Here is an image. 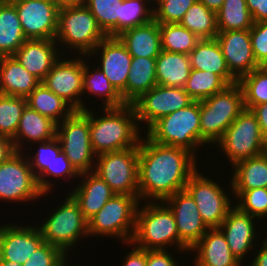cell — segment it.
I'll use <instances>...</instances> for the list:
<instances>
[{
	"label": "cell",
	"instance_id": "obj_51",
	"mask_svg": "<svg viewBox=\"0 0 267 266\" xmlns=\"http://www.w3.org/2000/svg\"><path fill=\"white\" fill-rule=\"evenodd\" d=\"M253 22L267 21V0H246Z\"/></svg>",
	"mask_w": 267,
	"mask_h": 266
},
{
	"label": "cell",
	"instance_id": "obj_24",
	"mask_svg": "<svg viewBox=\"0 0 267 266\" xmlns=\"http://www.w3.org/2000/svg\"><path fill=\"white\" fill-rule=\"evenodd\" d=\"M78 179L79 182L77 181L76 186L67 191H71L68 193L78 203L83 216L90 220L115 193L93 171L80 173Z\"/></svg>",
	"mask_w": 267,
	"mask_h": 266
},
{
	"label": "cell",
	"instance_id": "obj_8",
	"mask_svg": "<svg viewBox=\"0 0 267 266\" xmlns=\"http://www.w3.org/2000/svg\"><path fill=\"white\" fill-rule=\"evenodd\" d=\"M200 167L190 176L185 189L193 197L205 225L208 228H218L235 205L231 180L228 178L227 186L223 185L218 181L226 182L225 178L216 180L215 176L213 180V177L208 176V172L204 174Z\"/></svg>",
	"mask_w": 267,
	"mask_h": 266
},
{
	"label": "cell",
	"instance_id": "obj_15",
	"mask_svg": "<svg viewBox=\"0 0 267 266\" xmlns=\"http://www.w3.org/2000/svg\"><path fill=\"white\" fill-rule=\"evenodd\" d=\"M260 222L256 217L242 212L234 205L218 227L224 234L232 254L243 266L244 264L246 266L248 260V263L251 261L253 255L251 253L254 252L253 250L259 244L257 241L261 240L262 233L259 225L263 226V224Z\"/></svg>",
	"mask_w": 267,
	"mask_h": 266
},
{
	"label": "cell",
	"instance_id": "obj_16",
	"mask_svg": "<svg viewBox=\"0 0 267 266\" xmlns=\"http://www.w3.org/2000/svg\"><path fill=\"white\" fill-rule=\"evenodd\" d=\"M84 56L63 55L42 83L76 111H82Z\"/></svg>",
	"mask_w": 267,
	"mask_h": 266
},
{
	"label": "cell",
	"instance_id": "obj_30",
	"mask_svg": "<svg viewBox=\"0 0 267 266\" xmlns=\"http://www.w3.org/2000/svg\"><path fill=\"white\" fill-rule=\"evenodd\" d=\"M188 55L191 69L218 74L229 85L238 82L228 70L225 58L216 38L200 39L195 48Z\"/></svg>",
	"mask_w": 267,
	"mask_h": 266
},
{
	"label": "cell",
	"instance_id": "obj_19",
	"mask_svg": "<svg viewBox=\"0 0 267 266\" xmlns=\"http://www.w3.org/2000/svg\"><path fill=\"white\" fill-rule=\"evenodd\" d=\"M11 222L0 225L1 260L22 265L44 240L37 224Z\"/></svg>",
	"mask_w": 267,
	"mask_h": 266
},
{
	"label": "cell",
	"instance_id": "obj_44",
	"mask_svg": "<svg viewBox=\"0 0 267 266\" xmlns=\"http://www.w3.org/2000/svg\"><path fill=\"white\" fill-rule=\"evenodd\" d=\"M235 206L242 212L262 220L267 215V188L232 190Z\"/></svg>",
	"mask_w": 267,
	"mask_h": 266
},
{
	"label": "cell",
	"instance_id": "obj_2",
	"mask_svg": "<svg viewBox=\"0 0 267 266\" xmlns=\"http://www.w3.org/2000/svg\"><path fill=\"white\" fill-rule=\"evenodd\" d=\"M92 107L89 108L90 142L97 156L139 145L144 132L138 125L132 104L118 108L98 107V113L97 108L95 111Z\"/></svg>",
	"mask_w": 267,
	"mask_h": 266
},
{
	"label": "cell",
	"instance_id": "obj_62",
	"mask_svg": "<svg viewBox=\"0 0 267 266\" xmlns=\"http://www.w3.org/2000/svg\"><path fill=\"white\" fill-rule=\"evenodd\" d=\"M260 67L267 72V60Z\"/></svg>",
	"mask_w": 267,
	"mask_h": 266
},
{
	"label": "cell",
	"instance_id": "obj_48",
	"mask_svg": "<svg viewBox=\"0 0 267 266\" xmlns=\"http://www.w3.org/2000/svg\"><path fill=\"white\" fill-rule=\"evenodd\" d=\"M54 178L55 179L57 178V180H55ZM61 178L65 181V184H68L71 180L72 183L73 180H75L76 183L79 178V173L70 164V161L67 159L63 151L60 152V154L56 157V159H54V162L52 163V179L54 180L53 182L54 193L58 183L62 184V182L61 183L59 182L60 180H62ZM56 182L58 183L56 184Z\"/></svg>",
	"mask_w": 267,
	"mask_h": 266
},
{
	"label": "cell",
	"instance_id": "obj_12",
	"mask_svg": "<svg viewBox=\"0 0 267 266\" xmlns=\"http://www.w3.org/2000/svg\"><path fill=\"white\" fill-rule=\"evenodd\" d=\"M56 137L63 153L79 174L94 170L97 155L90 142L89 109L75 111L58 123Z\"/></svg>",
	"mask_w": 267,
	"mask_h": 266
},
{
	"label": "cell",
	"instance_id": "obj_50",
	"mask_svg": "<svg viewBox=\"0 0 267 266\" xmlns=\"http://www.w3.org/2000/svg\"><path fill=\"white\" fill-rule=\"evenodd\" d=\"M123 245L128 246L131 250L123 256L121 266H147L145 249L135 246L132 242L123 243Z\"/></svg>",
	"mask_w": 267,
	"mask_h": 266
},
{
	"label": "cell",
	"instance_id": "obj_41",
	"mask_svg": "<svg viewBox=\"0 0 267 266\" xmlns=\"http://www.w3.org/2000/svg\"><path fill=\"white\" fill-rule=\"evenodd\" d=\"M154 20L152 0H122L120 5L119 35L131 28Z\"/></svg>",
	"mask_w": 267,
	"mask_h": 266
},
{
	"label": "cell",
	"instance_id": "obj_18",
	"mask_svg": "<svg viewBox=\"0 0 267 266\" xmlns=\"http://www.w3.org/2000/svg\"><path fill=\"white\" fill-rule=\"evenodd\" d=\"M88 57L119 93L126 88L132 56L118 37L106 36Z\"/></svg>",
	"mask_w": 267,
	"mask_h": 266
},
{
	"label": "cell",
	"instance_id": "obj_25",
	"mask_svg": "<svg viewBox=\"0 0 267 266\" xmlns=\"http://www.w3.org/2000/svg\"><path fill=\"white\" fill-rule=\"evenodd\" d=\"M82 96H87V98L82 97V111L89 109L90 105H87L85 100H88L90 96V99L93 100H95V97L99 100L101 99L100 101L102 103H98L97 105H100L99 108H118L126 105L121 94L109 82L104 72L101 71L94 62L92 63V60L90 61L88 56H84Z\"/></svg>",
	"mask_w": 267,
	"mask_h": 266
},
{
	"label": "cell",
	"instance_id": "obj_54",
	"mask_svg": "<svg viewBox=\"0 0 267 266\" xmlns=\"http://www.w3.org/2000/svg\"><path fill=\"white\" fill-rule=\"evenodd\" d=\"M11 138L0 135V164L15 153Z\"/></svg>",
	"mask_w": 267,
	"mask_h": 266
},
{
	"label": "cell",
	"instance_id": "obj_3",
	"mask_svg": "<svg viewBox=\"0 0 267 266\" xmlns=\"http://www.w3.org/2000/svg\"><path fill=\"white\" fill-rule=\"evenodd\" d=\"M131 242L145 250L170 248L189 255V250L179 240L174 214L164 201L139 203Z\"/></svg>",
	"mask_w": 267,
	"mask_h": 266
},
{
	"label": "cell",
	"instance_id": "obj_23",
	"mask_svg": "<svg viewBox=\"0 0 267 266\" xmlns=\"http://www.w3.org/2000/svg\"><path fill=\"white\" fill-rule=\"evenodd\" d=\"M189 253L190 258L194 256L190 259L194 266H243L232 254L219 228H209Z\"/></svg>",
	"mask_w": 267,
	"mask_h": 266
},
{
	"label": "cell",
	"instance_id": "obj_37",
	"mask_svg": "<svg viewBox=\"0 0 267 266\" xmlns=\"http://www.w3.org/2000/svg\"><path fill=\"white\" fill-rule=\"evenodd\" d=\"M216 18L218 31L250 30L254 23L246 0H224Z\"/></svg>",
	"mask_w": 267,
	"mask_h": 266
},
{
	"label": "cell",
	"instance_id": "obj_21",
	"mask_svg": "<svg viewBox=\"0 0 267 266\" xmlns=\"http://www.w3.org/2000/svg\"><path fill=\"white\" fill-rule=\"evenodd\" d=\"M216 40L228 70L237 80L260 67L253 55L250 30L218 31Z\"/></svg>",
	"mask_w": 267,
	"mask_h": 266
},
{
	"label": "cell",
	"instance_id": "obj_36",
	"mask_svg": "<svg viewBox=\"0 0 267 266\" xmlns=\"http://www.w3.org/2000/svg\"><path fill=\"white\" fill-rule=\"evenodd\" d=\"M179 24L200 39L216 38L218 34L216 13L198 0L186 11Z\"/></svg>",
	"mask_w": 267,
	"mask_h": 266
},
{
	"label": "cell",
	"instance_id": "obj_52",
	"mask_svg": "<svg viewBox=\"0 0 267 266\" xmlns=\"http://www.w3.org/2000/svg\"><path fill=\"white\" fill-rule=\"evenodd\" d=\"M258 242L259 244L253 252V257L249 264H246V266H267V245L262 241Z\"/></svg>",
	"mask_w": 267,
	"mask_h": 266
},
{
	"label": "cell",
	"instance_id": "obj_58",
	"mask_svg": "<svg viewBox=\"0 0 267 266\" xmlns=\"http://www.w3.org/2000/svg\"><path fill=\"white\" fill-rule=\"evenodd\" d=\"M0 266H23V265L8 260H1Z\"/></svg>",
	"mask_w": 267,
	"mask_h": 266
},
{
	"label": "cell",
	"instance_id": "obj_33",
	"mask_svg": "<svg viewBox=\"0 0 267 266\" xmlns=\"http://www.w3.org/2000/svg\"><path fill=\"white\" fill-rule=\"evenodd\" d=\"M190 71L189 55L162 50L156 57L157 85L184 88Z\"/></svg>",
	"mask_w": 267,
	"mask_h": 266
},
{
	"label": "cell",
	"instance_id": "obj_43",
	"mask_svg": "<svg viewBox=\"0 0 267 266\" xmlns=\"http://www.w3.org/2000/svg\"><path fill=\"white\" fill-rule=\"evenodd\" d=\"M27 106V99L19 96L0 94V135L13 138L23 110Z\"/></svg>",
	"mask_w": 267,
	"mask_h": 266
},
{
	"label": "cell",
	"instance_id": "obj_57",
	"mask_svg": "<svg viewBox=\"0 0 267 266\" xmlns=\"http://www.w3.org/2000/svg\"><path fill=\"white\" fill-rule=\"evenodd\" d=\"M70 258V259H69ZM70 261H73V259L70 257V255H66L62 260H61V266H75V264H71ZM77 266V265H76Z\"/></svg>",
	"mask_w": 267,
	"mask_h": 266
},
{
	"label": "cell",
	"instance_id": "obj_60",
	"mask_svg": "<svg viewBox=\"0 0 267 266\" xmlns=\"http://www.w3.org/2000/svg\"><path fill=\"white\" fill-rule=\"evenodd\" d=\"M264 152L267 153V134L264 136Z\"/></svg>",
	"mask_w": 267,
	"mask_h": 266
},
{
	"label": "cell",
	"instance_id": "obj_61",
	"mask_svg": "<svg viewBox=\"0 0 267 266\" xmlns=\"http://www.w3.org/2000/svg\"><path fill=\"white\" fill-rule=\"evenodd\" d=\"M265 221H267V217H264L263 218V220L261 221L263 224H266L267 225V222H265ZM266 225H264L262 228H261V230L263 229L264 230V227H265V230L267 229V226ZM267 231V230H266Z\"/></svg>",
	"mask_w": 267,
	"mask_h": 266
},
{
	"label": "cell",
	"instance_id": "obj_17",
	"mask_svg": "<svg viewBox=\"0 0 267 266\" xmlns=\"http://www.w3.org/2000/svg\"><path fill=\"white\" fill-rule=\"evenodd\" d=\"M27 40H55L59 6L54 0H10Z\"/></svg>",
	"mask_w": 267,
	"mask_h": 266
},
{
	"label": "cell",
	"instance_id": "obj_49",
	"mask_svg": "<svg viewBox=\"0 0 267 266\" xmlns=\"http://www.w3.org/2000/svg\"><path fill=\"white\" fill-rule=\"evenodd\" d=\"M179 254L186 253L184 251L174 250H146V262L147 266H180L179 264L185 263V261L178 262L177 258ZM181 252V253H180ZM173 253V254H172ZM176 255H175V254ZM178 256V257H175Z\"/></svg>",
	"mask_w": 267,
	"mask_h": 266
},
{
	"label": "cell",
	"instance_id": "obj_13",
	"mask_svg": "<svg viewBox=\"0 0 267 266\" xmlns=\"http://www.w3.org/2000/svg\"><path fill=\"white\" fill-rule=\"evenodd\" d=\"M48 194L40 190L23 152L16 151L0 164V203H39L38 200L48 197Z\"/></svg>",
	"mask_w": 267,
	"mask_h": 266
},
{
	"label": "cell",
	"instance_id": "obj_47",
	"mask_svg": "<svg viewBox=\"0 0 267 266\" xmlns=\"http://www.w3.org/2000/svg\"><path fill=\"white\" fill-rule=\"evenodd\" d=\"M250 40L254 58L262 65L267 60V21L253 23Z\"/></svg>",
	"mask_w": 267,
	"mask_h": 266
},
{
	"label": "cell",
	"instance_id": "obj_22",
	"mask_svg": "<svg viewBox=\"0 0 267 266\" xmlns=\"http://www.w3.org/2000/svg\"><path fill=\"white\" fill-rule=\"evenodd\" d=\"M12 56L42 82L62 53L55 40L32 39L26 40Z\"/></svg>",
	"mask_w": 267,
	"mask_h": 266
},
{
	"label": "cell",
	"instance_id": "obj_56",
	"mask_svg": "<svg viewBox=\"0 0 267 266\" xmlns=\"http://www.w3.org/2000/svg\"><path fill=\"white\" fill-rule=\"evenodd\" d=\"M59 7L82 5L85 0H54Z\"/></svg>",
	"mask_w": 267,
	"mask_h": 266
},
{
	"label": "cell",
	"instance_id": "obj_55",
	"mask_svg": "<svg viewBox=\"0 0 267 266\" xmlns=\"http://www.w3.org/2000/svg\"><path fill=\"white\" fill-rule=\"evenodd\" d=\"M204 4L209 10L217 13L223 6L224 0H198Z\"/></svg>",
	"mask_w": 267,
	"mask_h": 266
},
{
	"label": "cell",
	"instance_id": "obj_7",
	"mask_svg": "<svg viewBox=\"0 0 267 266\" xmlns=\"http://www.w3.org/2000/svg\"><path fill=\"white\" fill-rule=\"evenodd\" d=\"M144 134L153 142L188 150L198 159L200 144V101L159 118Z\"/></svg>",
	"mask_w": 267,
	"mask_h": 266
},
{
	"label": "cell",
	"instance_id": "obj_5",
	"mask_svg": "<svg viewBox=\"0 0 267 266\" xmlns=\"http://www.w3.org/2000/svg\"><path fill=\"white\" fill-rule=\"evenodd\" d=\"M66 194L65 199L61 197L57 208L56 205L53 206V209L48 210L49 215L45 212L46 218L41 219V223L40 221L36 223L44 242L59 248L65 255L73 257L72 250L74 248L78 250L76 248L80 246L81 240L83 242L84 239L89 238L88 220L83 216L73 197L68 192Z\"/></svg>",
	"mask_w": 267,
	"mask_h": 266
},
{
	"label": "cell",
	"instance_id": "obj_9",
	"mask_svg": "<svg viewBox=\"0 0 267 266\" xmlns=\"http://www.w3.org/2000/svg\"><path fill=\"white\" fill-rule=\"evenodd\" d=\"M140 201L135 196L115 194L104 207L88 220L89 238L109 237L118 242H131Z\"/></svg>",
	"mask_w": 267,
	"mask_h": 266
},
{
	"label": "cell",
	"instance_id": "obj_6",
	"mask_svg": "<svg viewBox=\"0 0 267 266\" xmlns=\"http://www.w3.org/2000/svg\"><path fill=\"white\" fill-rule=\"evenodd\" d=\"M244 109L243 91L238 82L200 100L201 146L206 150L210 147L213 150V146L222 138L225 130Z\"/></svg>",
	"mask_w": 267,
	"mask_h": 266
},
{
	"label": "cell",
	"instance_id": "obj_46",
	"mask_svg": "<svg viewBox=\"0 0 267 266\" xmlns=\"http://www.w3.org/2000/svg\"><path fill=\"white\" fill-rule=\"evenodd\" d=\"M66 255L57 247L43 242L23 266H56Z\"/></svg>",
	"mask_w": 267,
	"mask_h": 266
},
{
	"label": "cell",
	"instance_id": "obj_42",
	"mask_svg": "<svg viewBox=\"0 0 267 266\" xmlns=\"http://www.w3.org/2000/svg\"><path fill=\"white\" fill-rule=\"evenodd\" d=\"M238 83L243 91L246 109L251 110L256 105L267 103V72L261 67L242 76Z\"/></svg>",
	"mask_w": 267,
	"mask_h": 266
},
{
	"label": "cell",
	"instance_id": "obj_1",
	"mask_svg": "<svg viewBox=\"0 0 267 266\" xmlns=\"http://www.w3.org/2000/svg\"><path fill=\"white\" fill-rule=\"evenodd\" d=\"M197 162L188 150L153 142L143 134L139 142V201H164L185 189L190 176L202 166Z\"/></svg>",
	"mask_w": 267,
	"mask_h": 266
},
{
	"label": "cell",
	"instance_id": "obj_10",
	"mask_svg": "<svg viewBox=\"0 0 267 266\" xmlns=\"http://www.w3.org/2000/svg\"><path fill=\"white\" fill-rule=\"evenodd\" d=\"M214 147L222 154L219 156L229 160L226 161V165L230 168L239 161L264 153V135L261 133L256 115L245 108Z\"/></svg>",
	"mask_w": 267,
	"mask_h": 266
},
{
	"label": "cell",
	"instance_id": "obj_26",
	"mask_svg": "<svg viewBox=\"0 0 267 266\" xmlns=\"http://www.w3.org/2000/svg\"><path fill=\"white\" fill-rule=\"evenodd\" d=\"M57 123L42 116L28 105L23 110L17 132L12 138L15 151L24 152L33 143L44 142L56 137Z\"/></svg>",
	"mask_w": 267,
	"mask_h": 266
},
{
	"label": "cell",
	"instance_id": "obj_39",
	"mask_svg": "<svg viewBox=\"0 0 267 266\" xmlns=\"http://www.w3.org/2000/svg\"><path fill=\"white\" fill-rule=\"evenodd\" d=\"M228 85L218 74L191 69L184 90L194 101H200L222 91Z\"/></svg>",
	"mask_w": 267,
	"mask_h": 266
},
{
	"label": "cell",
	"instance_id": "obj_20",
	"mask_svg": "<svg viewBox=\"0 0 267 266\" xmlns=\"http://www.w3.org/2000/svg\"><path fill=\"white\" fill-rule=\"evenodd\" d=\"M164 202L174 214L180 242L190 250L209 229L202 221L193 197L183 189Z\"/></svg>",
	"mask_w": 267,
	"mask_h": 266
},
{
	"label": "cell",
	"instance_id": "obj_14",
	"mask_svg": "<svg viewBox=\"0 0 267 266\" xmlns=\"http://www.w3.org/2000/svg\"><path fill=\"white\" fill-rule=\"evenodd\" d=\"M194 100L184 88L156 85L132 103L143 132L159 118L183 109Z\"/></svg>",
	"mask_w": 267,
	"mask_h": 266
},
{
	"label": "cell",
	"instance_id": "obj_53",
	"mask_svg": "<svg viewBox=\"0 0 267 266\" xmlns=\"http://www.w3.org/2000/svg\"><path fill=\"white\" fill-rule=\"evenodd\" d=\"M251 111L256 115L261 133L267 134V103L254 106Z\"/></svg>",
	"mask_w": 267,
	"mask_h": 266
},
{
	"label": "cell",
	"instance_id": "obj_35",
	"mask_svg": "<svg viewBox=\"0 0 267 266\" xmlns=\"http://www.w3.org/2000/svg\"><path fill=\"white\" fill-rule=\"evenodd\" d=\"M27 105L42 116L61 123L76 110L63 98L49 90L42 82L26 97Z\"/></svg>",
	"mask_w": 267,
	"mask_h": 266
},
{
	"label": "cell",
	"instance_id": "obj_45",
	"mask_svg": "<svg viewBox=\"0 0 267 266\" xmlns=\"http://www.w3.org/2000/svg\"><path fill=\"white\" fill-rule=\"evenodd\" d=\"M197 0H156L154 20L158 23H180L186 11Z\"/></svg>",
	"mask_w": 267,
	"mask_h": 266
},
{
	"label": "cell",
	"instance_id": "obj_31",
	"mask_svg": "<svg viewBox=\"0 0 267 266\" xmlns=\"http://www.w3.org/2000/svg\"><path fill=\"white\" fill-rule=\"evenodd\" d=\"M126 88L120 93L126 104L157 85L156 58L132 57Z\"/></svg>",
	"mask_w": 267,
	"mask_h": 266
},
{
	"label": "cell",
	"instance_id": "obj_34",
	"mask_svg": "<svg viewBox=\"0 0 267 266\" xmlns=\"http://www.w3.org/2000/svg\"><path fill=\"white\" fill-rule=\"evenodd\" d=\"M26 40L15 5L0 0V57L12 56Z\"/></svg>",
	"mask_w": 267,
	"mask_h": 266
},
{
	"label": "cell",
	"instance_id": "obj_38",
	"mask_svg": "<svg viewBox=\"0 0 267 266\" xmlns=\"http://www.w3.org/2000/svg\"><path fill=\"white\" fill-rule=\"evenodd\" d=\"M161 49L188 55L200 40L179 23H159Z\"/></svg>",
	"mask_w": 267,
	"mask_h": 266
},
{
	"label": "cell",
	"instance_id": "obj_59",
	"mask_svg": "<svg viewBox=\"0 0 267 266\" xmlns=\"http://www.w3.org/2000/svg\"><path fill=\"white\" fill-rule=\"evenodd\" d=\"M261 233H262V235L265 234L264 237H263V236L261 237V239H262L261 241H262L264 244L267 245V232H266V231L264 232L263 230H261Z\"/></svg>",
	"mask_w": 267,
	"mask_h": 266
},
{
	"label": "cell",
	"instance_id": "obj_4",
	"mask_svg": "<svg viewBox=\"0 0 267 266\" xmlns=\"http://www.w3.org/2000/svg\"><path fill=\"white\" fill-rule=\"evenodd\" d=\"M105 37L85 4L59 8L55 41L62 55L88 56Z\"/></svg>",
	"mask_w": 267,
	"mask_h": 266
},
{
	"label": "cell",
	"instance_id": "obj_11",
	"mask_svg": "<svg viewBox=\"0 0 267 266\" xmlns=\"http://www.w3.org/2000/svg\"><path fill=\"white\" fill-rule=\"evenodd\" d=\"M139 145L97 156L93 172L117 195L135 196L139 200Z\"/></svg>",
	"mask_w": 267,
	"mask_h": 266
},
{
	"label": "cell",
	"instance_id": "obj_28",
	"mask_svg": "<svg viewBox=\"0 0 267 266\" xmlns=\"http://www.w3.org/2000/svg\"><path fill=\"white\" fill-rule=\"evenodd\" d=\"M40 83L13 56L0 57V94L26 98Z\"/></svg>",
	"mask_w": 267,
	"mask_h": 266
},
{
	"label": "cell",
	"instance_id": "obj_29",
	"mask_svg": "<svg viewBox=\"0 0 267 266\" xmlns=\"http://www.w3.org/2000/svg\"><path fill=\"white\" fill-rule=\"evenodd\" d=\"M132 57L156 58L161 49L159 23L155 20L117 36Z\"/></svg>",
	"mask_w": 267,
	"mask_h": 266
},
{
	"label": "cell",
	"instance_id": "obj_32",
	"mask_svg": "<svg viewBox=\"0 0 267 266\" xmlns=\"http://www.w3.org/2000/svg\"><path fill=\"white\" fill-rule=\"evenodd\" d=\"M230 169L232 190L267 188V153L239 161Z\"/></svg>",
	"mask_w": 267,
	"mask_h": 266
},
{
	"label": "cell",
	"instance_id": "obj_40",
	"mask_svg": "<svg viewBox=\"0 0 267 266\" xmlns=\"http://www.w3.org/2000/svg\"><path fill=\"white\" fill-rule=\"evenodd\" d=\"M122 0H85L100 29L106 36L119 35L120 5Z\"/></svg>",
	"mask_w": 267,
	"mask_h": 266
},
{
	"label": "cell",
	"instance_id": "obj_27",
	"mask_svg": "<svg viewBox=\"0 0 267 266\" xmlns=\"http://www.w3.org/2000/svg\"><path fill=\"white\" fill-rule=\"evenodd\" d=\"M35 145H37L36 148L34 147ZM34 148L36 150L35 152L32 151ZM30 151L32 152L30 153ZM61 151V144L58 138L54 137L48 141L33 143V145L29 146L23 152L29 161L38 186L43 193H53L52 163Z\"/></svg>",
	"mask_w": 267,
	"mask_h": 266
}]
</instances>
